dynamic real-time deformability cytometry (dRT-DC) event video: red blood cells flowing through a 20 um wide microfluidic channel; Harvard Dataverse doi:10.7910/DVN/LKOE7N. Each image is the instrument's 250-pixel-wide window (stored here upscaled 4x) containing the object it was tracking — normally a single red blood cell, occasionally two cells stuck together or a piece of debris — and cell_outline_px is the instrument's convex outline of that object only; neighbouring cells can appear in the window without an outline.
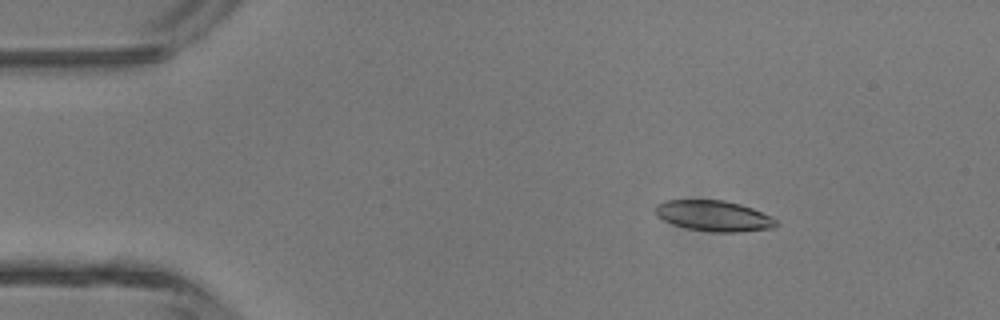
{"species": "common noctule bat (a hibernating species)", "species_latin": "Nyctalus noctula", "temperature_condition": "room temperature", "stored_images_in_passage": 4, "camera_frame_rate_fps": 3000, "um_per_image_px": 0.085, "animal": {"sex": "male", "body_mass_g": 13.3}, "frame": {"image": 1, "passage_image": 2, "time_ms": 1.333, "image_size_px": [1000, 320], "cell_outline_px": [[776, 224], [772, 228], [740, 232], [712, 232], [688, 228], [672, 224], [656, 216], [656, 204], [664, 200], [724, 200], [740, 204], [752, 208], [772, 216], [776, 220]], "centroid_in_image_um": [60.66, 18.34], "position_along_channel_um": 24.3, "area_um2": 21.56}}